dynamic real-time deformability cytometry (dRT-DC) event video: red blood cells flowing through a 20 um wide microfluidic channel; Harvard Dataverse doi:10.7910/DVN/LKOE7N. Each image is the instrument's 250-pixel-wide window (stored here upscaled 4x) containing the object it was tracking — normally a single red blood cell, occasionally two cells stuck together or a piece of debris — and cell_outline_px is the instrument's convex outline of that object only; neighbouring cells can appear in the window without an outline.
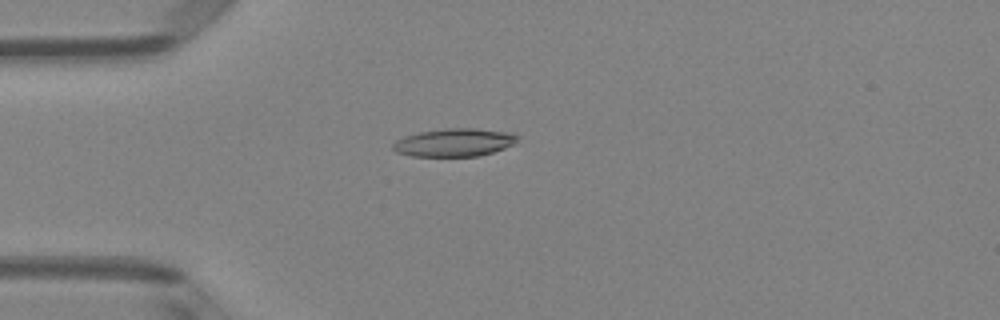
{"species": "Egyptian fruit bat (a non-hibernating species)", "species_latin": "Rousettus aegyptiacus", "temperature_condition": "room temperature", "stored_images_in_passage": 38, "camera_frame_rate_fps": 3000, "um_per_image_px": 0.085, "animal": {"sex": "female"}, "frame": {"image": 1, "passage_image": 1, "time_ms": 0.0, "image_size_px": [1000, 320], "cell_outline_px": [[520, 136], [512, 144], [504, 148], [480, 156], [412, 156], [396, 152], [392, 148], [392, 144], [396, 140], [404, 136], [420, 132], [444, 128], [476, 128], [516, 132]], "centroid_in_image_um": [38.64, 12.09], "position_along_channel_um": 46.4, "area_um2": 20.52}}
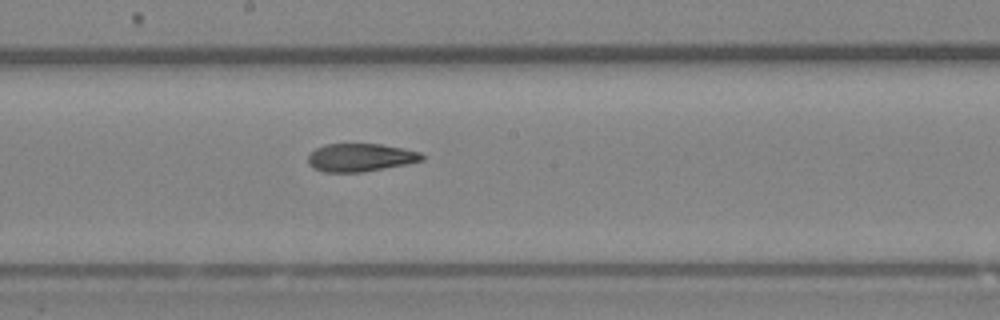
{"frame": {"image": 2, "passage_image": 15, "time_ms": 4.667, "image_size_px": [1000, 320], "cell_outline_px": [[424, 160], [404, 164], [360, 172], [324, 172], [312, 168], [308, 164], [308, 156], [316, 148], [324, 144], [380, 144], [420, 152], [424, 156]], "centroid_in_image_um": [30.58, 13.38], "position_along_channel_um": 217.6, "area_um2": 18.38}}
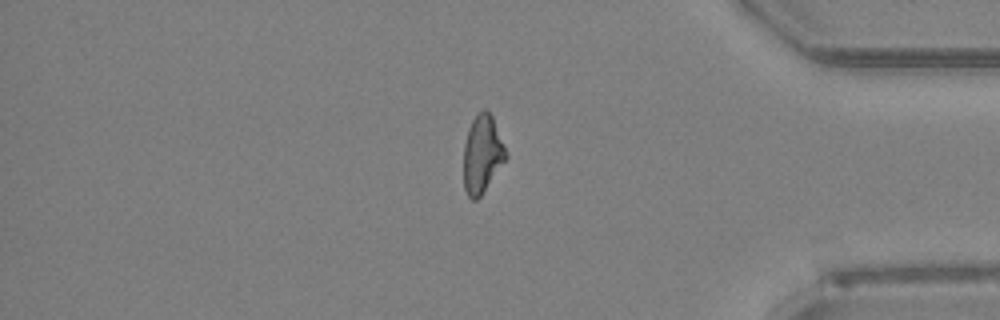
{"frame": {"image": 3, "passage_image": 30, "time_ms": 9.667, "image_size_px": [1000, 320], "cell_outline_px": [[508, 156], [480, 196], [476, 200], [472, 200], [468, 196], [464, 188], [464, 144], [468, 128], [476, 112], [484, 108], [488, 108], [492, 116]], "centroid_in_image_um": [40.97, 13.06], "position_along_channel_um": 394.2, "area_um2": 19.07}, "authors_computed_cell_mechanics": {"area_um2": 19.4786, "velocity_mm_per_s": 4.0386, "shape_relaxation_time_tau1_ms": null, "shape_relaxation_time_tau2_ms": 2.6617, "deformation_change_tau1": null, "deformation_change_tau2": 0.1058}}